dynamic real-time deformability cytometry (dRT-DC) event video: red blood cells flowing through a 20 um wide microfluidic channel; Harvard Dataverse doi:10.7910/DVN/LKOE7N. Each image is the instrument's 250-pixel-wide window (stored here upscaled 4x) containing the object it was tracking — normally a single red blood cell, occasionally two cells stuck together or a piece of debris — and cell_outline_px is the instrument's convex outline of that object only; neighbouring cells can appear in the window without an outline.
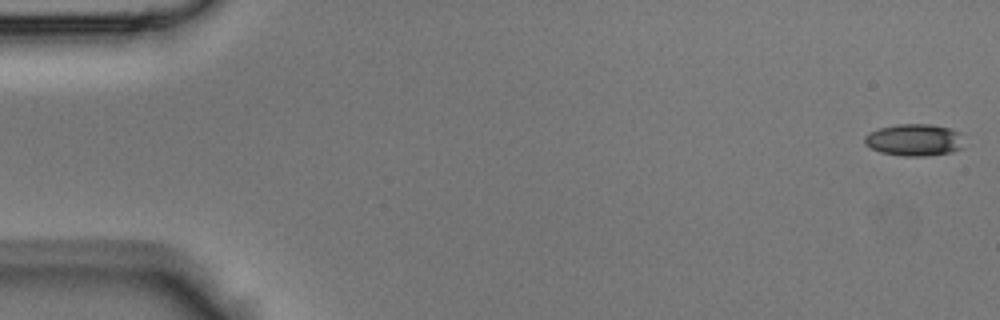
{"species": "Egyptian fruit bat (a non-hibernating species)", "species_latin": "Rousettus aegyptiacus", "temperature_condition": "room temperature", "stored_images_in_passage": 44, "camera_frame_rate_fps": 3000, "um_per_image_px": 0.085, "animal": {"sex": "male"}, "frame": {"image": 1, "passage_image": 1, "time_ms": 0.0, "image_size_px": [1000, 320], "cell_outline_px": [[960, 148], [952, 152], [924, 156], [904, 156], [880, 152], [864, 144], [864, 136], [880, 128], [896, 124], [932, 124], [952, 128], [960, 132]], "centroid_in_image_um": [77.7, 11.88], "position_along_channel_um": 7.3, "area_um2": 18.38}}
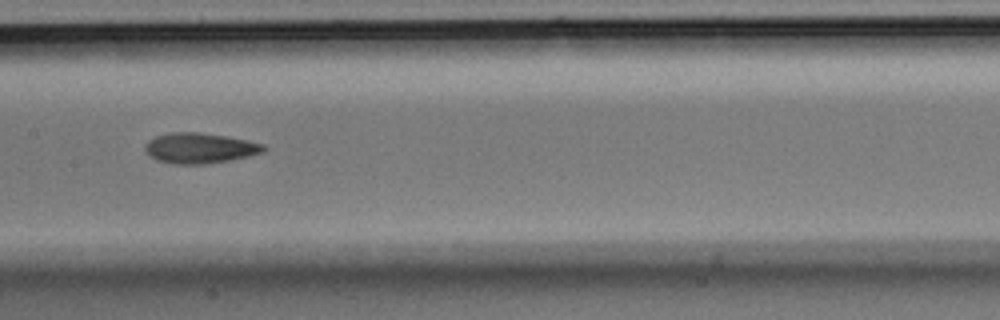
{"frame": {"image": 2, "passage_image": 22, "time_ms": 7.0, "image_size_px": [1000, 320], "cell_outline_px": [[268, 148], [264, 152], [248, 156], [228, 160], [204, 164], [172, 164], [156, 160], [148, 156], [144, 152], [144, 148], [148, 140], [156, 136], [172, 132], [196, 132], [224, 136], [264, 144]], "centroid_in_image_um": [16.93, 12.6], "position_along_channel_um": 190.5, "area_um2": 20.98}}
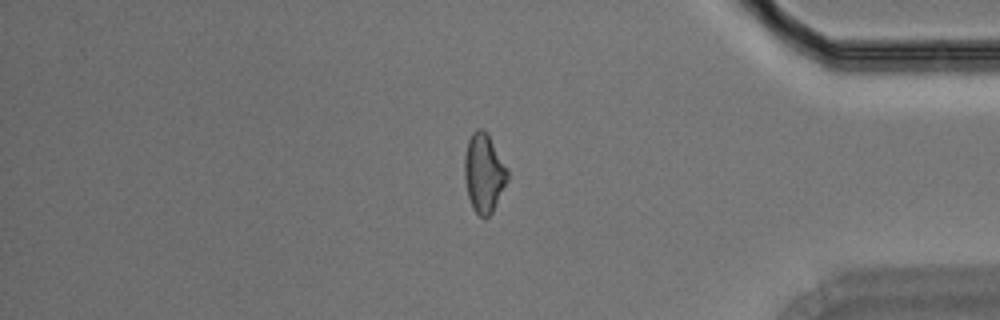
{"frame": {"image": 3, "passage_image": 37, "time_ms": 12.0, "image_size_px": [1000, 320], "cell_outline_px": [[508, 180], [492, 212], [488, 216], [480, 216], [472, 208], [468, 196], [464, 180], [464, 156], [468, 140], [472, 132], [476, 128], [484, 128], [488, 132], [508, 168]], "centroid_in_image_um": [41.13, 14.65], "position_along_channel_um": 394.1, "area_um2": 20.06}}